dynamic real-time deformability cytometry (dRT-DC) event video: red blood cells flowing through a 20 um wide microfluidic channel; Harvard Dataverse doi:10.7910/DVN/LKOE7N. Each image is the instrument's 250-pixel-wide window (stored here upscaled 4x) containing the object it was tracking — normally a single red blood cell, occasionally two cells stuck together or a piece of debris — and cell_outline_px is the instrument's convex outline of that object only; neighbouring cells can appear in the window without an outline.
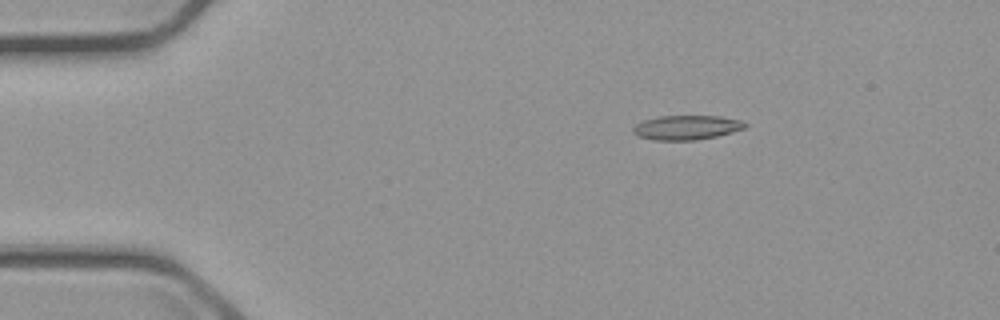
{"species": "common noctule bat (a hibernating species)", "species_latin": "Nyctalus noctula", "temperature_condition": "cold", "stored_images_in_passage": 5, "camera_frame_rate_fps": 3000, "um_per_image_px": 0.085, "animal": {"sex": "male", "body_mass_g": 23.1, "forearm_length_mm": 52.7}, "frame": {"image": 1, "passage_image": 3, "time_ms": 2.333, "image_size_px": [1000, 320], "cell_outline_px": [[748, 124], [744, 128], [732, 132], [716, 136], [696, 140], [652, 140], [636, 136], [632, 132], [632, 128], [636, 124], [644, 120], [660, 116], [720, 116], [740, 120]], "centroid_in_image_um": [58.32, 10.84], "position_along_channel_um": 26.7, "area_um2": 15.95}}